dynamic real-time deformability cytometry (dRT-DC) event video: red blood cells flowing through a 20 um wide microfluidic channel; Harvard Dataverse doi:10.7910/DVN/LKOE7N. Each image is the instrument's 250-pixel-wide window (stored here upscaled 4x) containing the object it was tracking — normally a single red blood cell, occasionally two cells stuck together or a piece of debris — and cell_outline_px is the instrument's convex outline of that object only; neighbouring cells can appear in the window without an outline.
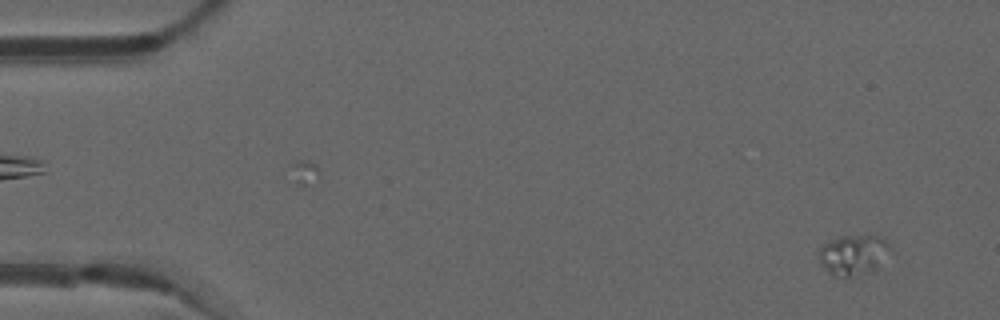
{"species": "common noctule bat (a hibernating species)", "species_latin": "Nyctalus noctula", "temperature_condition": "warm", "stored_images_in_passage": 51, "camera_frame_rate_fps": 3000, "um_per_image_px": 0.085, "animal": {"sex": "male", "forearm_length_mm": 52.5}, "frame": {"image": 1, "passage_image": 3, "time_ms": 0.667, "image_size_px": [1000, 320], "cell_outline_px": [[896, 252], [872, 272], [848, 276], [836, 276], [828, 272], [820, 264], [820, 248], [828, 240], [840, 236], [880, 236]], "centroid_in_image_um": [72.62, 21.66], "position_along_channel_um": 12.4, "area_um2": 17.05}}
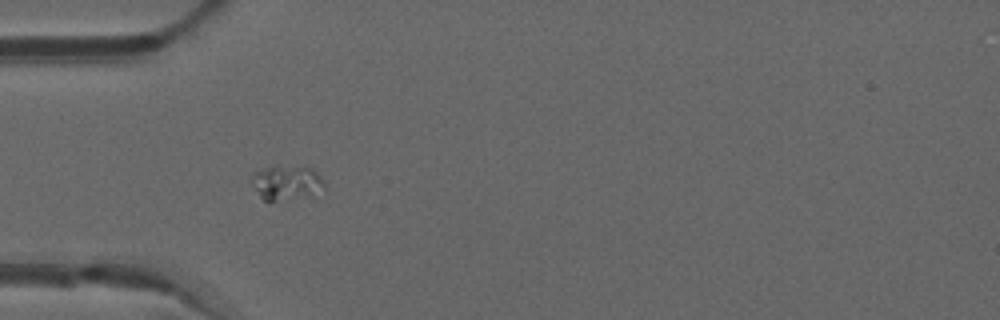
{"frame": {"image": 2, "passage_image": 16, "time_ms": 5.0, "image_size_px": [1000, 320], "cell_outline_px": [[324, 188], [312, 196], [268, 204], [260, 196], [252, 184], [252, 176], [256, 172], [272, 164], [276, 164], [312, 168], [324, 180]], "centroid_in_image_um": [24.35, 15.55], "position_along_channel_um": 60.6, "area_um2": 15.32}}
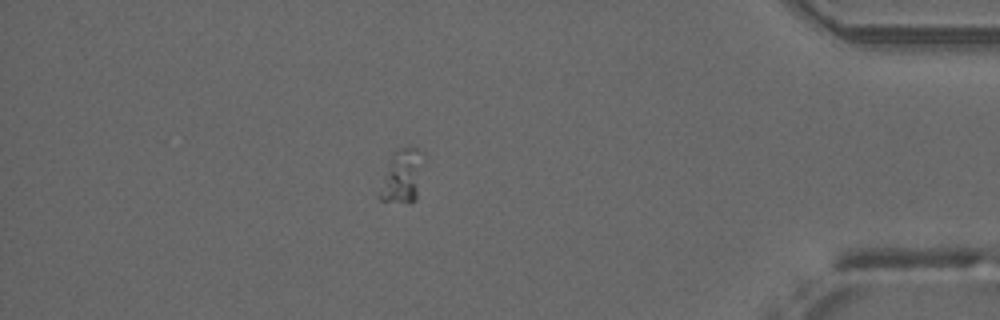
{"frame": {"image": 3, "passage_image": 45, "time_ms": 14.667, "image_size_px": [1000, 320], "cell_outline_px": [[424, 152], [416, 200], [380, 200], [380, 192], [392, 156], [396, 148], [416, 148]], "centroid_in_image_um": [34.24, 14.9], "position_along_channel_um": 401.0, "area_um2": 12.66}}